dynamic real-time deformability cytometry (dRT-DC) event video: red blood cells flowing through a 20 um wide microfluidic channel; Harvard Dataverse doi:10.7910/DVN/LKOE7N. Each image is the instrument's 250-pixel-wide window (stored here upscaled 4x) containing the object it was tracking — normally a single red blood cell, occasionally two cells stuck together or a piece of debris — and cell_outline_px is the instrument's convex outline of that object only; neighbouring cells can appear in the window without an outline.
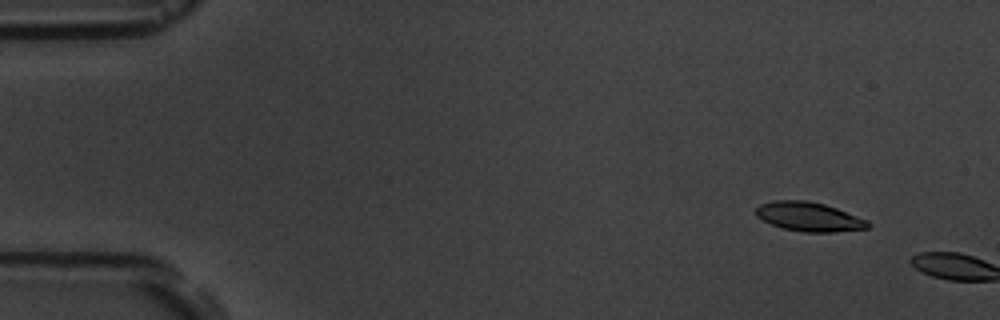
{"species": "common noctule bat (a hibernating species)", "species_latin": "Nyctalus noctula", "temperature_condition": "room temperature", "stored_images_in_passage": 3, "camera_frame_rate_fps": 3000, "um_per_image_px": 0.085, "animal": {"sex": "male", "body_mass_g": 19.5, "forearm_length_mm": 54.6}, "frame": {"image": 1, "passage_image": 2, "time_ms": 1.333, "image_size_px": [1000, 320], "cell_outline_px": [[872, 224], [868, 228], [836, 232], [804, 232], [784, 228], [772, 224], [756, 216], [756, 208], [760, 204], [776, 200], [804, 200], [824, 204], [836, 208], [868, 220]], "centroid_in_image_um": [68.79, 18.42], "position_along_channel_um": 16.2, "area_um2": 18.9}}